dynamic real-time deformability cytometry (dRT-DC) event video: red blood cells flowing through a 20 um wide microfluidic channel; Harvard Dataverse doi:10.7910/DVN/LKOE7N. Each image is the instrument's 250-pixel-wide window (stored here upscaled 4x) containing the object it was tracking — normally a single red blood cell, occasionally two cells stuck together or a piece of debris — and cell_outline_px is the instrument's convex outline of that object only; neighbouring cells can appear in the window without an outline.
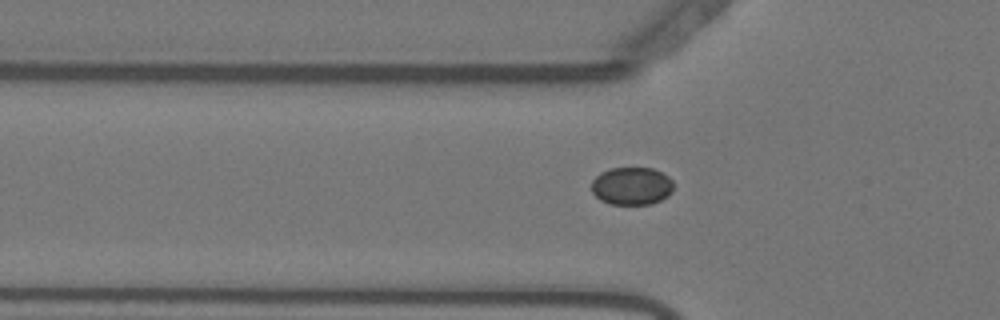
{"species": "Egyptian fruit bat (a non-hibernating species)", "species_latin": "Rousettus aegyptiacus", "temperature_condition": "warm", "stored_images_in_passage": 42, "camera_frame_rate_fps": 3000, "um_per_image_px": 0.085, "animal": {"sex": "female"}, "frame": {"image": 1, "passage_image": 8, "time_ms": 2.333, "image_size_px": [1000, 320], "cell_outline_px": [[672, 192], [668, 196], [652, 204], [612, 204], [600, 200], [592, 192], [592, 180], [600, 172], [612, 168], [652, 168], [668, 176], [672, 180]], "centroid_in_image_um": [53.69, 15.81], "position_along_channel_um": 72.1, "area_um2": 18.03}}
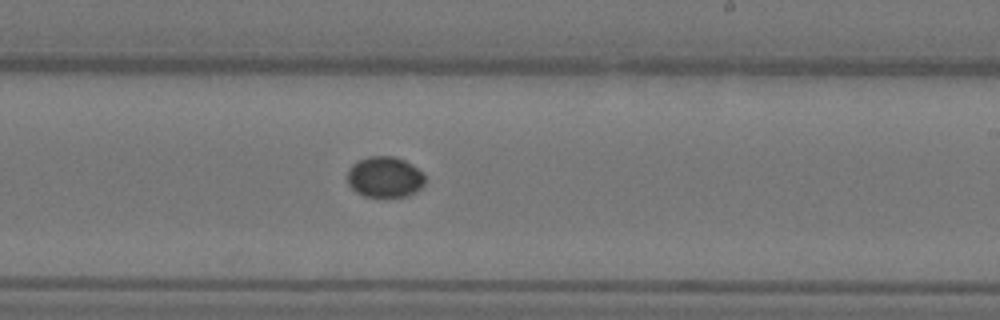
{"frame": {"image": 2, "passage_image": 23, "time_ms": 7.333, "image_size_px": [1000, 320], "cell_outline_px": [[424, 184], [420, 188], [408, 196], [364, 196], [356, 192], [348, 184], [348, 168], [352, 164], [368, 156], [392, 156], [404, 160], [412, 164], [424, 176]], "centroid_in_image_um": [32.68, 15.04], "position_along_channel_um": 256.3, "area_um2": 18.26}}
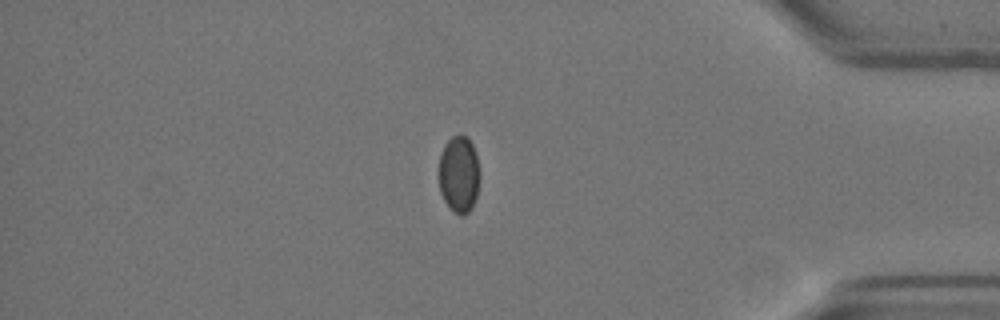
{"frame": {"image": 3, "passage_image": 37, "time_ms": 12.0, "image_size_px": [1000, 320], "cell_outline_px": [[480, 176], [476, 196], [472, 208], [464, 216], [460, 216], [452, 212], [448, 208], [440, 192], [440, 152], [444, 144], [452, 136], [460, 132], [468, 136], [472, 144], [476, 156], [480, 172]], "centroid_in_image_um": [39.02, 14.81], "position_along_channel_um": 396.2, "area_um2": 18.73}}